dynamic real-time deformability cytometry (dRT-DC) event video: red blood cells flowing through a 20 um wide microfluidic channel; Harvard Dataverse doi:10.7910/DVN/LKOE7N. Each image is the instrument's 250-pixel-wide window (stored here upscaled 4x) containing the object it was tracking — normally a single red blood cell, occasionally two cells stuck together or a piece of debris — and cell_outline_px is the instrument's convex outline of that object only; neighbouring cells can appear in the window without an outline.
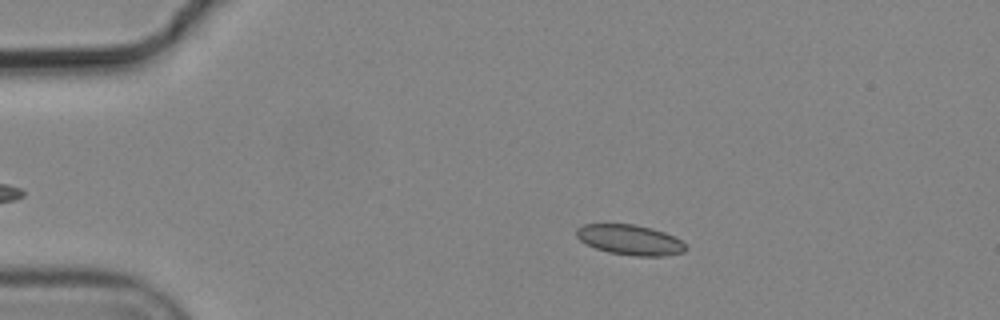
{"species": "common noctule bat (a hibernating species)", "species_latin": "Nyctalus noctula", "temperature_condition": "cold", "stored_images_in_passage": 8, "camera_frame_rate_fps": 3000, "um_per_image_px": 0.085, "animal": {"sex": "male", "body_mass_g": 19.2, "forearm_length_mm": 51.8}, "frame": {"image": 1, "passage_image": 4, "time_ms": 1.0, "image_size_px": [1000, 320], "cell_outline_px": [[688, 248], [684, 252], [664, 256], [632, 256], [608, 252], [596, 248], [580, 240], [576, 236], [576, 228], [584, 224], [636, 224], [652, 228], [664, 232], [680, 240]], "centroid_in_image_um": [53.55, 20.39], "position_along_channel_um": 31.5, "area_um2": 19.25}}
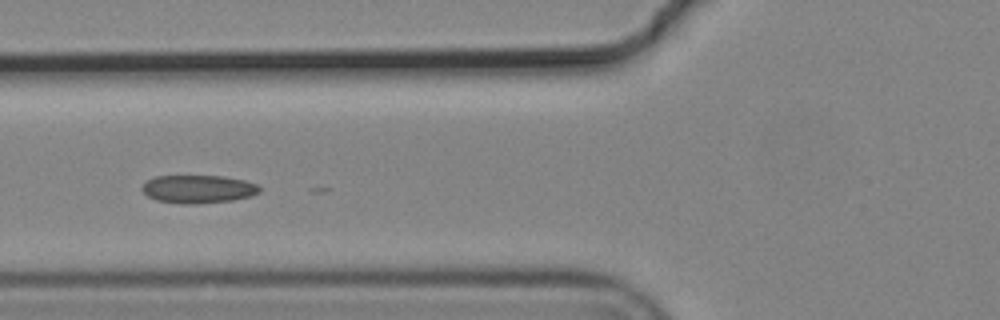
{"frame": {"image": 2, "passage_image": 7, "time_ms": 2.0, "image_size_px": [1000, 320], "cell_outline_px": [[260, 192], [252, 196], [232, 200], [196, 204], [180, 204], [156, 200], [148, 196], [140, 188], [148, 180], [156, 176], [224, 176], [244, 180], [260, 184]], "centroid_in_image_um": [16.88, 16.07], "position_along_channel_um": 108.9, "area_um2": 19.36}}
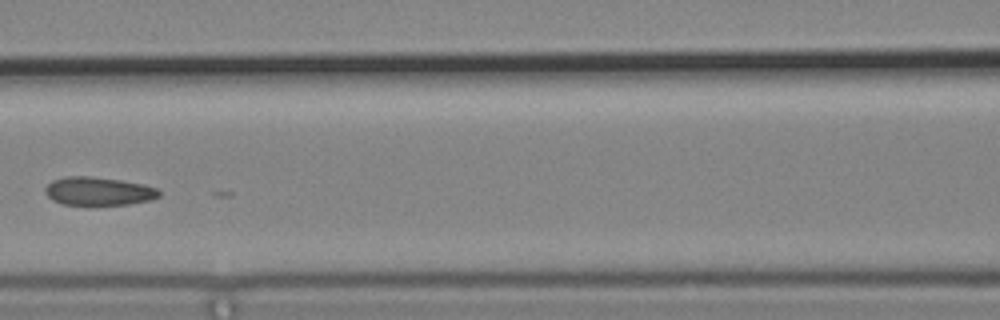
{"frame": {"image": 3, "passage_image": 8, "time_ms": 2.333, "image_size_px": [1000, 320], "cell_outline_px": [[160, 196], [152, 200], [128, 204], [64, 204], [52, 200], [44, 192], [44, 188], [52, 180], [64, 176], [88, 176], [120, 180], [144, 184], [156, 188], [160, 192]], "centroid_in_image_um": [8.36, 16.24], "position_along_channel_um": 158.2, "area_um2": 18.73}}